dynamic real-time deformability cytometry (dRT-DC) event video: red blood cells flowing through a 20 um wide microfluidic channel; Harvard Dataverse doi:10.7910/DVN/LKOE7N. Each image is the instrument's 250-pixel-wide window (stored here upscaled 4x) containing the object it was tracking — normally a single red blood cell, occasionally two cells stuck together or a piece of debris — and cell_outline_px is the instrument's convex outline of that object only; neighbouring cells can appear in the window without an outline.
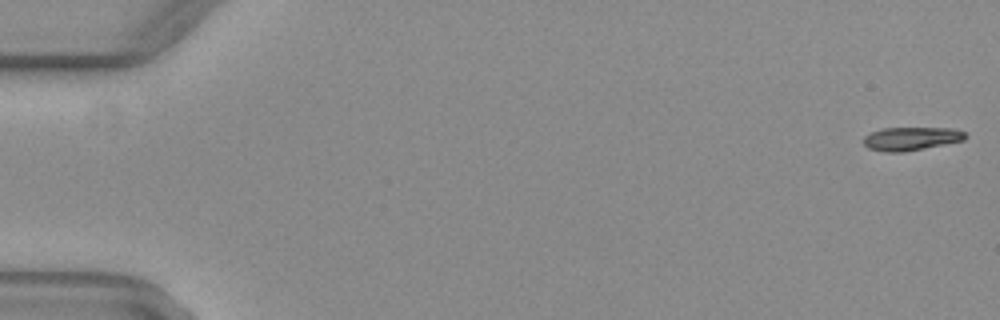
{"species": "common noctule bat (a hibernating species)", "species_latin": "Nyctalus noctula", "temperature_condition": "warm", "stored_images_in_passage": 52, "camera_frame_rate_fps": 3000, "um_per_image_px": 0.085, "animal": {"sex": "female", "body_mass_g": 29.2, "forearm_length_mm": 56.3}, "frame": {"image": 1, "passage_image": 1, "time_ms": 0.0, "image_size_px": [1000, 320], "cell_outline_px": [[968, 136], [964, 140], [900, 152], [884, 152], [868, 148], [864, 144], [864, 136], [880, 128], [956, 128], [964, 132]], "centroid_in_image_um": [77.44, 11.77], "position_along_channel_um": 7.6, "area_um2": 13.7}}
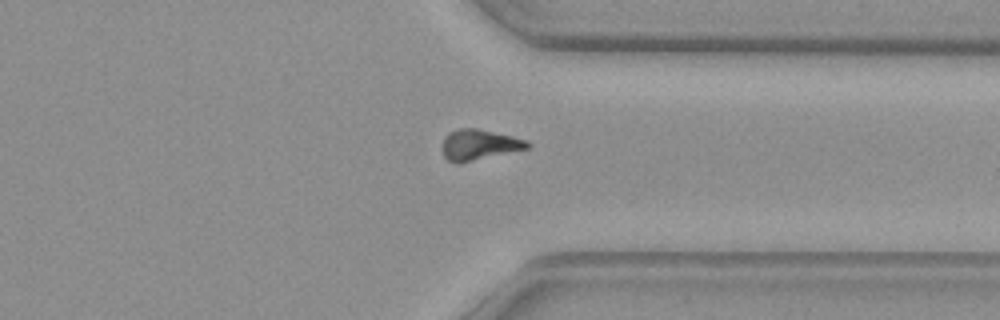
{"frame": {"image": 2, "passage_image": 40, "time_ms": 13.0, "image_size_px": [1000, 320], "cell_outline_px": [[532, 144], [528, 148], [460, 164], [456, 164], [448, 160], [444, 156], [444, 136], [448, 132], [456, 128], [476, 128], [512, 136], [528, 140]], "centroid_in_image_um": [40.73, 12.3], "position_along_channel_um": 370.7, "area_um2": 15.26}}
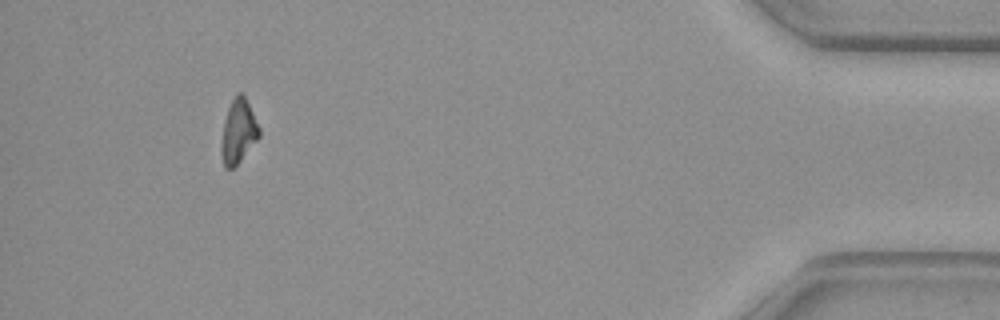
{"frame": {"image": 3, "passage_image": 48, "time_ms": 15.667, "image_size_px": [1000, 320], "cell_outline_px": [[260, 136], [240, 160], [232, 168], [224, 168], [220, 156], [220, 144], [224, 120], [228, 108], [236, 92], [240, 92], [244, 96], [260, 128]], "centroid_in_image_um": [20.22, 11.19], "position_along_channel_um": 415.0, "area_um2": 14.05}}